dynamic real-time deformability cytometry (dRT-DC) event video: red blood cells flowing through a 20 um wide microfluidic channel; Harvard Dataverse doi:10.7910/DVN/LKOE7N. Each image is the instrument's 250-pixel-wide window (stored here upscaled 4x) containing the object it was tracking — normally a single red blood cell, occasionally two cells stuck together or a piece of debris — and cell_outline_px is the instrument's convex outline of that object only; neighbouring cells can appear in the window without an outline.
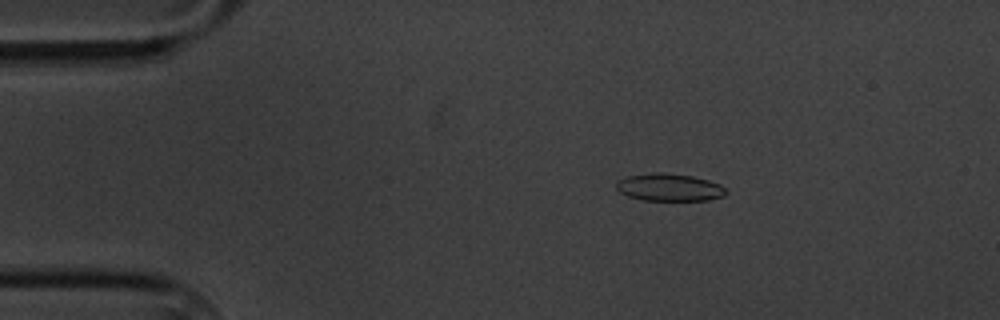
{"species": "common noctule bat (a hibernating species)", "species_latin": "Nyctalus noctula", "temperature_condition": "cold", "stored_images_in_passage": 60, "camera_frame_rate_fps": 3000, "um_per_image_px": 0.085, "animal": {"sex": "male", "body_mass_g": 20.1, "forearm_length_mm": 53.5}, "frame": {"image": 1, "passage_image": 11, "time_ms": 3.333, "image_size_px": [1000, 320], "cell_outline_px": [[728, 192], [724, 196], [708, 200], [644, 200], [628, 196], [620, 192], [616, 188], [616, 180], [628, 176], [656, 172], [664, 172], [692, 176], [708, 180], [720, 184]], "centroid_in_image_um": [56.89, 15.92], "position_along_channel_um": 28.1, "area_um2": 17.57}}
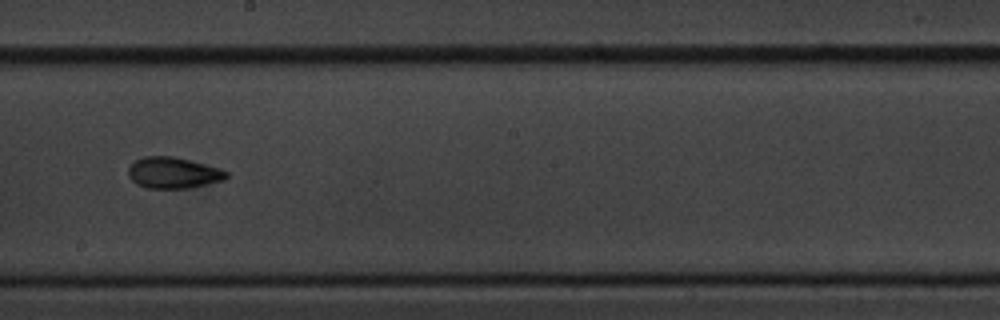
{"frame": {"image": 2, "passage_image": 34, "time_ms": 11.0, "image_size_px": [1000, 320], "cell_outline_px": [[228, 176], [224, 180], [208, 184], [188, 188], [148, 188], [136, 184], [128, 176], [128, 168], [136, 160], [144, 156], [172, 156], [220, 168], [228, 172]], "centroid_in_image_um": [14.72, 14.69], "position_along_channel_um": 233.5, "area_um2": 17.74}}
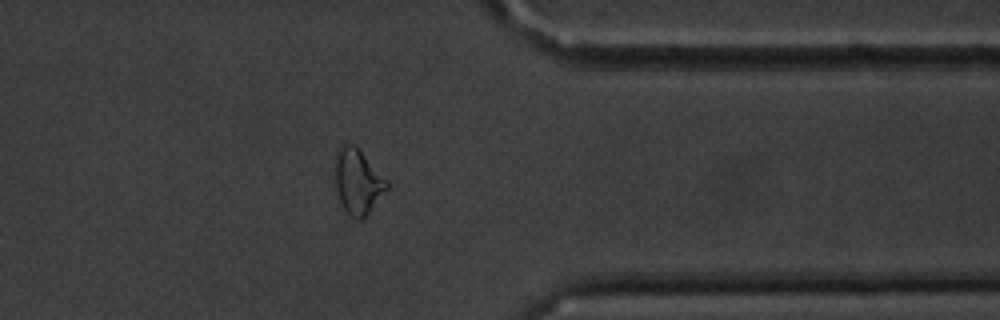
{"frame": {"image": 3, "passage_image": 48, "time_ms": 15.667, "image_size_px": [1000, 320], "cell_outline_px": [[388, 188], [368, 212], [360, 220], [352, 216], [344, 208], [340, 200], [336, 188], [336, 152], [344, 144], [352, 144], [388, 180]], "centroid_in_image_um": [30.42, 15.43], "position_along_channel_um": 381.0, "area_um2": 18.73}, "authors_computed_cell_mechanics": {"area_um2": 17.9758, "velocity_mm_per_s": 3.3688, "shape_relaxation_time_tau1_ms": 4.8406, "shape_relaxation_time_tau2_ms": 2.6972, "deformation_change_tau1": 0.1238, "deformation_change_tau2": 0.0868}}